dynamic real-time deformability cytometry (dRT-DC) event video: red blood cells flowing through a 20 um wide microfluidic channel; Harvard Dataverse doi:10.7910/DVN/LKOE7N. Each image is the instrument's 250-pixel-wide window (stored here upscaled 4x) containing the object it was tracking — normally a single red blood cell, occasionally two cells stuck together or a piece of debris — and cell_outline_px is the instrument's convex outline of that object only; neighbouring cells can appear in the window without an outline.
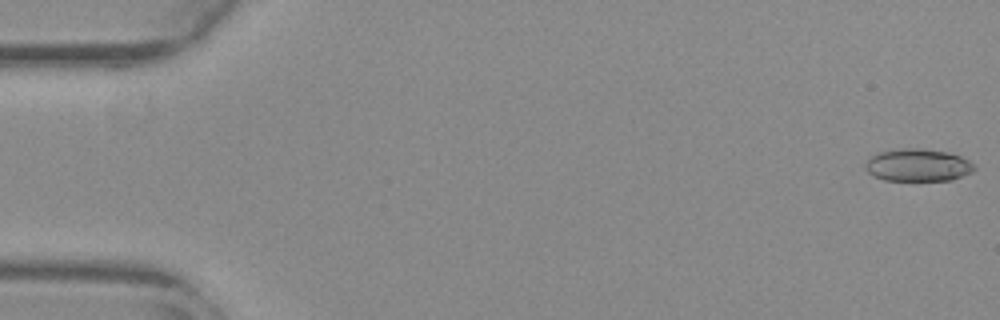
{"species": "common noctule bat (a hibernating species)", "species_latin": "Nyctalus noctula", "temperature_condition": "warm", "stored_images_in_passage": 55, "camera_frame_rate_fps": 3000, "um_per_image_px": 0.085, "animal": {"sex": "female", "body_mass_g": 29.2, "forearm_length_mm": 56.3}, "frame": {"image": 1, "passage_image": 1, "time_ms": 0.0, "image_size_px": [1000, 320], "cell_outline_px": [[976, 168], [972, 172], [952, 180], [884, 180], [872, 176], [864, 168], [864, 164], [872, 156], [880, 152], [904, 148], [920, 148], [948, 152], [960, 156], [968, 160]], "centroid_in_image_um": [78.01, 14.04], "position_along_channel_um": 7.0, "area_um2": 20.58}}
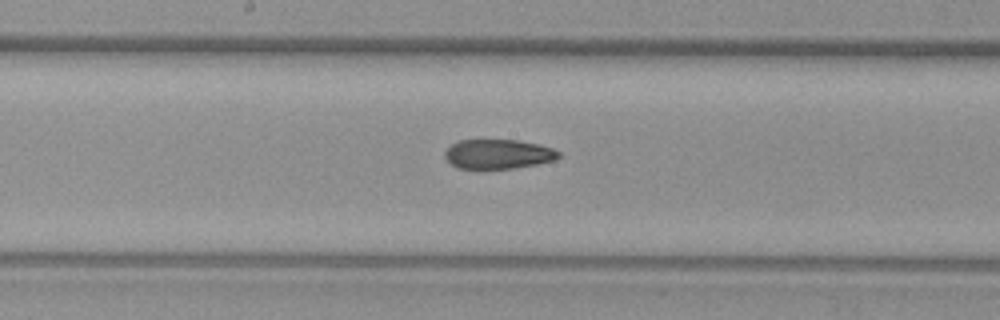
{"frame": {"image": 2, "passage_image": 29, "time_ms": 9.333, "image_size_px": [1000, 320], "cell_outline_px": [[560, 156], [556, 160], [536, 164], [512, 168], [476, 172], [456, 168], [444, 156], [444, 152], [456, 140], [520, 140], [540, 144], [552, 148], [560, 152]], "centroid_in_image_um": [42.3, 13.13], "position_along_channel_um": 205.9, "area_um2": 20.35}}
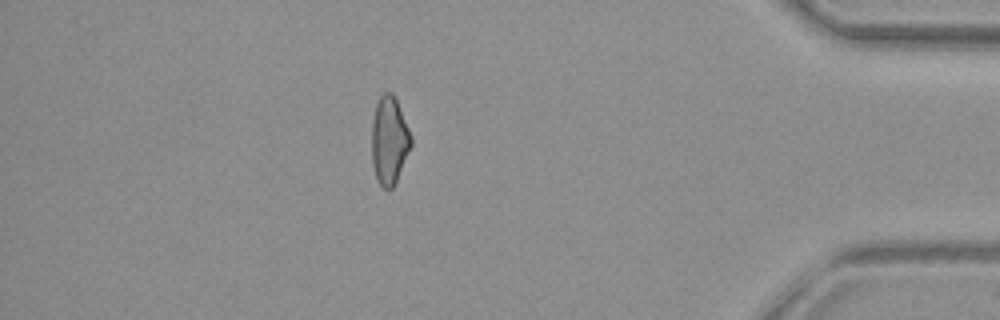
{"frame": {"image": 3, "passage_image": 48, "time_ms": 15.667, "image_size_px": [1000, 320], "cell_outline_px": [[412, 144], [396, 180], [392, 188], [384, 188], [376, 180], [372, 164], [372, 120], [376, 104], [380, 96], [384, 92], [392, 92], [396, 100], [412, 136]], "centroid_in_image_um": [33.07, 11.92], "position_along_channel_um": 402.1, "area_um2": 19.94}, "authors_computed_cell_mechanics": {"area_um2": 20.9236, "velocity_mm_per_s": 3.8071, "shape_relaxation_time_tau1_ms": null, "shape_relaxation_time_tau2_ms": 3.7538, "deformation_change_tau1": null, "deformation_change_tau2": 0.111}}